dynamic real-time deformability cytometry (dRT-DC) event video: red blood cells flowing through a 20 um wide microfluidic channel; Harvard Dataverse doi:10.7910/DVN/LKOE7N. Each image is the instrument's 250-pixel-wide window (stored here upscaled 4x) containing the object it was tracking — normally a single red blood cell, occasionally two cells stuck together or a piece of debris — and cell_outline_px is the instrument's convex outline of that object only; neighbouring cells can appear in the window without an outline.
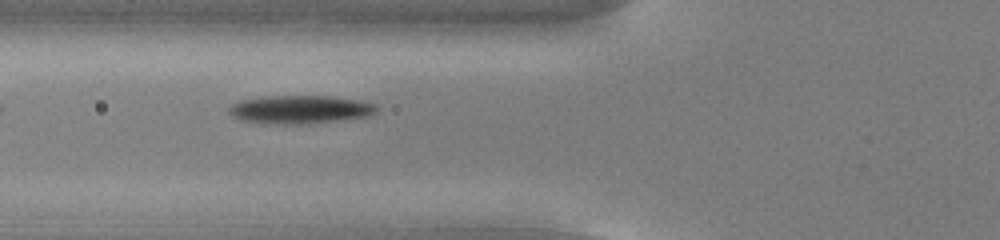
{"species": "common noctule bat (a hibernating species)", "species_latin": "Nyctalus noctula", "temperature_condition": "cold", "stored_images_in_passage": 32, "camera_frame_rate_fps": 3000, "um_per_image_px": 0.085, "animal": {"sex": "male", "body_mass_g": 13.0, "forearm_length_mm": 53.1}, "frame": {"image": 1, "passage_image": 5, "time_ms": 1.333, "image_size_px": [1000, 240], "cell_outline_px": [[380, 108], [376, 112], [368, 116], [336, 120], [296, 124], [288, 124], [240, 120], [228, 112], [228, 108], [232, 104], [240, 100], [268, 96], [328, 96], [356, 100], [376, 104]], "centroid_in_image_um": [25.51, 9.29], "position_along_channel_um": 100.3, "area_um2": 23.81}}
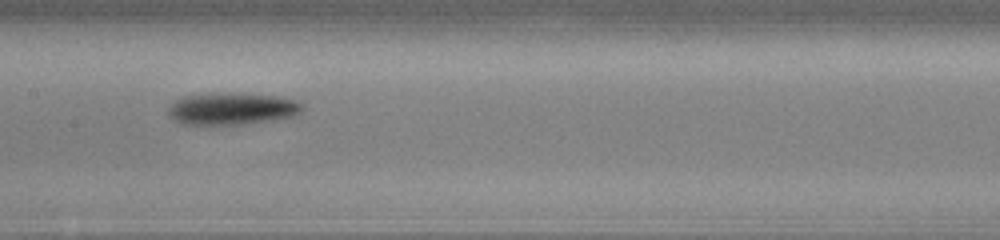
{"frame": {"image": 2, "passage_image": 12, "time_ms": 3.667, "image_size_px": [1000, 240], "cell_outline_px": [[304, 108], [300, 112], [292, 116], [240, 124], [180, 124], [172, 120], [168, 116], [168, 108], [176, 100], [184, 96], [224, 92], [280, 96], [296, 100], [304, 104]], "centroid_in_image_um": [19.69, 9.22], "position_along_channel_um": 187.7, "area_um2": 24.97}}
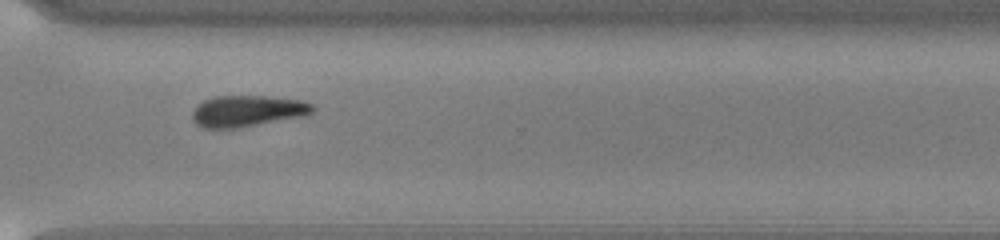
{"frame": {"image": 3, "passage_image": 25, "time_ms": 8.0, "image_size_px": [1000, 240], "cell_outline_px": [[316, 108], [312, 112], [304, 116], [236, 128], [204, 128], [196, 124], [192, 120], [192, 112], [204, 100], [216, 96], [268, 96], [300, 100], [312, 104]], "centroid_in_image_um": [21.03, 9.43], "position_along_channel_um": 349.6, "area_um2": 21.79}, "authors_computed_cell_mechanics": {"area_um2": 23.3801, "velocity_mm_per_s": 3.7382, "shape_relaxation_time_tau1_ms": 2.1475, "shape_relaxation_time_tau2_ms": null, "deformation_change_tau1": 0.1244, "deformation_change_tau2": null}}